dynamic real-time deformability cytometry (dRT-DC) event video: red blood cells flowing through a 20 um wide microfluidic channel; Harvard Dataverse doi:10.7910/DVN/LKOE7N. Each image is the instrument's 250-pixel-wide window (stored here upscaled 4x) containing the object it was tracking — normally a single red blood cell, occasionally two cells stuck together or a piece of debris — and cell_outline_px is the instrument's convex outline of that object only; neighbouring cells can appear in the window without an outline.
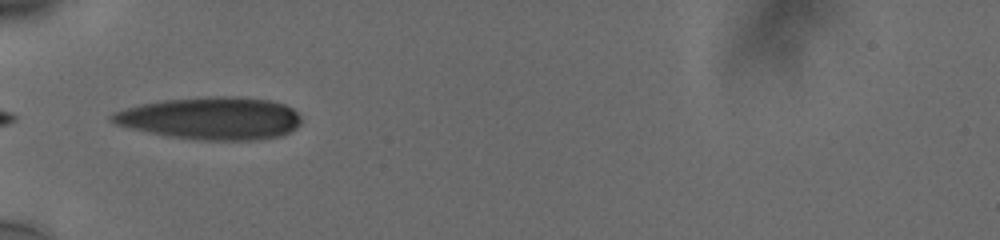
{"species": "human", "species_latin": "Homo sapiens", "temperature_condition": "cold", "stored_images_in_passage": 4, "camera_frame_rate_fps": 3000, "um_per_image_px": 0.085, "donor": {"sex": "male"}, "frame": {"image": 1, "passage_image": 1, "time_ms": 0.0, "image_size_px": [1000, 240], "cell_outline_px": [[300, 124], [296, 128], [280, 136], [256, 140], [196, 140], [168, 136], [148, 132], [116, 124], [108, 120], [108, 116], [116, 112], [128, 108], [144, 104], [168, 100], [268, 100], [284, 104], [292, 108], [300, 116]], "centroid_in_image_um": [17.93, 10.13], "position_along_channel_um": 67.1, "area_um2": 44.74}}
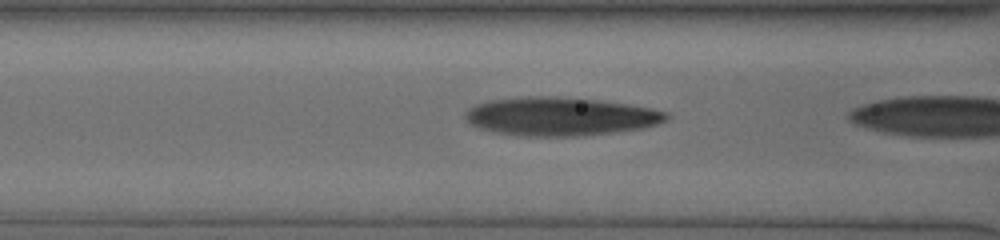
{"frame": {"image": 2, "passage_image": 3, "time_ms": 0.667, "image_size_px": [1000, 240], "cell_outline_px": [[668, 120], [644, 128], [616, 132], [576, 136], [520, 136], [496, 132], [480, 128], [472, 124], [464, 116], [468, 108], [476, 104], [492, 100], [528, 96], [556, 96], [596, 100], [624, 104], [648, 108], [668, 112]], "centroid_in_image_um": [47.62, 9.9], "position_along_channel_um": 119.0, "area_um2": 44.74}}